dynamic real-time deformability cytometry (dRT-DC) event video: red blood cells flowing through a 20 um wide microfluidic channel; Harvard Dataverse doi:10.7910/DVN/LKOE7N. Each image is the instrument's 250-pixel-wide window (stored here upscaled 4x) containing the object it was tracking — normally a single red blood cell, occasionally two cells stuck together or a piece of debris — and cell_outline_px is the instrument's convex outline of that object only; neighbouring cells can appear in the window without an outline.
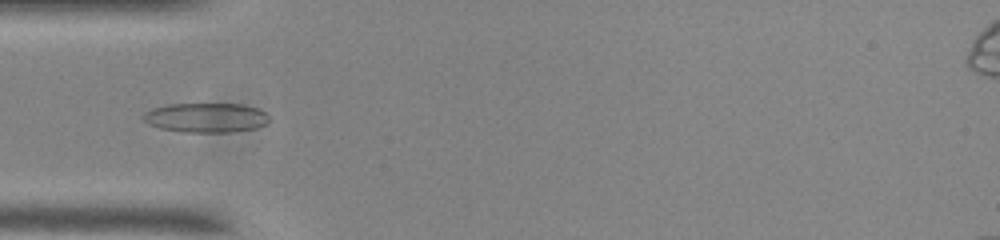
{"species": "common noctule bat (a hibernating species)", "species_latin": "Nyctalus noctula", "temperature_condition": "room temperature", "stored_images_in_passage": 55, "camera_frame_rate_fps": 3000, "um_per_image_px": 0.085, "animal": {"sex": "male", "body_mass_g": 20.0, "forearm_length_mm": 53.3}, "frame": {"image": 1, "passage_image": 17, "time_ms": 5.333, "image_size_px": [1000, 240], "cell_outline_px": [[268, 124], [256, 128], [232, 132], [184, 132], [160, 128], [148, 124], [140, 116], [144, 112], [152, 108], [168, 104], [244, 104], [256, 108], [264, 112], [268, 116]], "centroid_in_image_um": [17.49, 10.0], "position_along_channel_um": 67.5, "area_um2": 21.79}}
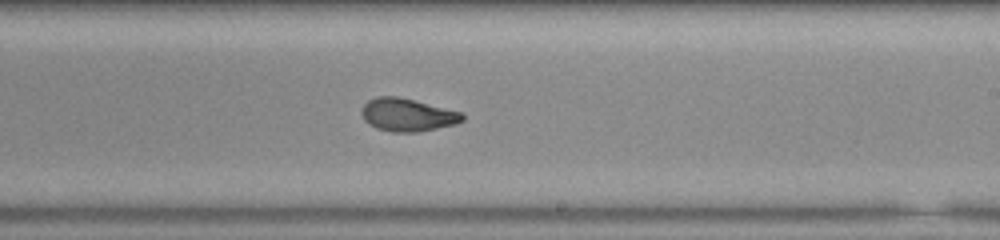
{"frame": {"image": 2, "passage_image": 32, "time_ms": 10.333, "image_size_px": [1000, 240], "cell_outline_px": [[464, 120], [456, 124], [416, 132], [392, 132], [376, 128], [368, 124], [364, 120], [360, 112], [360, 108], [368, 100], [376, 96], [396, 96], [460, 112], [464, 116]], "centroid_in_image_um": [34.56, 9.77], "position_along_channel_um": 254.4, "area_um2": 19.19}}
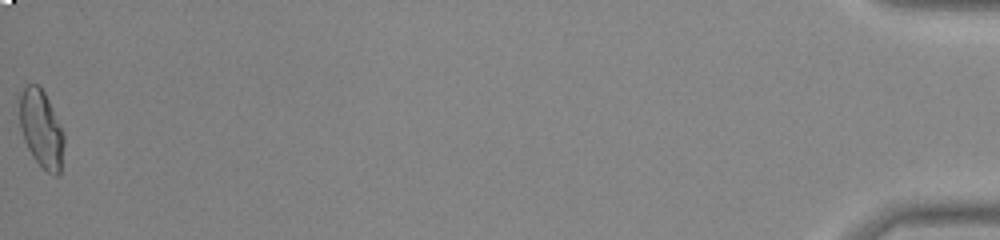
{"frame": {"image": 3, "passage_image": 55, "time_ms": 18.0, "image_size_px": [1000, 240], "cell_outline_px": [[64, 144], [60, 172], [56, 176], [52, 176], [32, 156], [24, 140], [20, 128], [20, 96], [24, 88], [28, 84], [36, 84], [44, 92], [64, 132]], "centroid_in_image_um": [3.52, 10.98], "position_along_channel_um": 431.7, "area_um2": 19.83}, "authors_computed_cell_mechanics": {"area_um2": 19.8254, "velocity_mm_per_s": 3.7279, "shape_relaxation_time_tau1_ms": 8.3324, "shape_relaxation_time_tau2_ms": 1.7039, "deformation_change_tau1": 0.2052, "deformation_change_tau2": 0.0688}}